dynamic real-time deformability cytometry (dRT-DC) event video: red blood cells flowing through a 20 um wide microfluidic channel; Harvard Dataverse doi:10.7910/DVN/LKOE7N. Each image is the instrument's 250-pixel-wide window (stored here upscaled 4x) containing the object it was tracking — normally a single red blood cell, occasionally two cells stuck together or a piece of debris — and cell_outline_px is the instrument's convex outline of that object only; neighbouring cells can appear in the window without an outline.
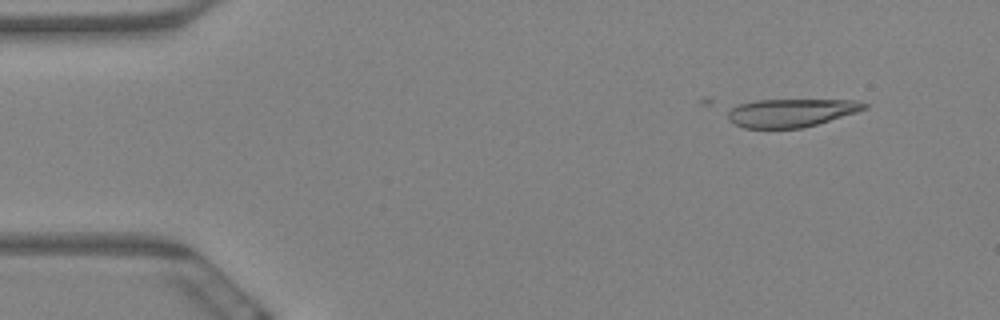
{"species": "Egyptian fruit bat (a non-hibernating species)", "species_latin": "Rousettus aegyptiacus", "temperature_condition": "warm", "stored_images_in_passage": 4, "camera_frame_rate_fps": 3000, "um_per_image_px": 0.085, "animal": {"sex": "female"}, "frame": {"image": 1, "passage_image": 2, "time_ms": 0.333, "image_size_px": [1000, 320], "cell_outline_px": [[868, 108], [856, 112], [816, 124], [800, 128], [744, 128], [728, 120], [728, 112], [732, 108], [740, 104], [756, 100], [856, 100], [868, 104]], "centroid_in_image_um": [67.24, 9.58], "position_along_channel_um": 17.8, "area_um2": 22.14}}